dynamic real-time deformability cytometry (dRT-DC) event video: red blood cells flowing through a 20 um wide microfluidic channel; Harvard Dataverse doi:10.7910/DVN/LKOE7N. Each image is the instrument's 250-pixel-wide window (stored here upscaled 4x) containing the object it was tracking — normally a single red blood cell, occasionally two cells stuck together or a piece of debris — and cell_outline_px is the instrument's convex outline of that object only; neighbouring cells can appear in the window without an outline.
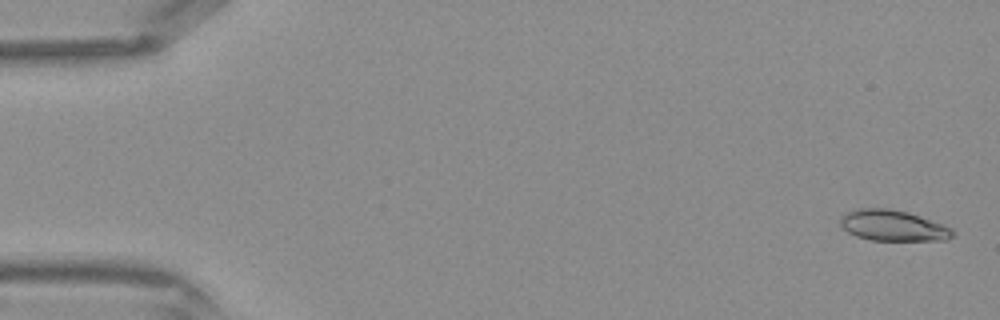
{"species": "Egyptian fruit bat (a non-hibernating species)", "species_latin": "Rousettus aegyptiacus", "temperature_condition": "warm", "stored_images_in_passage": 43, "camera_frame_rate_fps": 3000, "um_per_image_px": 0.085, "frame": {"image": 1, "passage_image": 2, "time_ms": 0.333, "image_size_px": [1000, 320], "cell_outline_px": [[956, 232], [952, 236], [944, 240], [872, 240], [856, 236], [848, 232], [840, 224], [840, 216], [848, 212], [860, 208], [892, 208], [908, 212], [920, 216], [952, 228]], "centroid_in_image_um": [75.9, 19.16], "position_along_channel_um": 9.1, "area_um2": 20.11}}
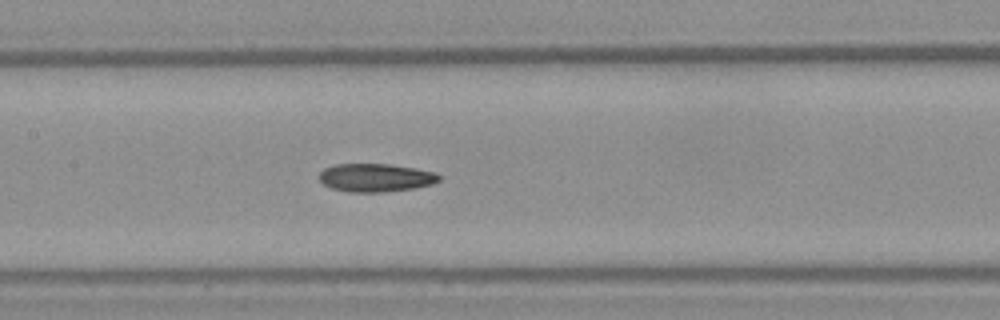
{"frame": {"image": 2, "passage_image": 21, "time_ms": 6.667, "image_size_px": [1000, 320], "cell_outline_px": [[440, 180], [432, 184], [412, 188], [384, 192], [348, 192], [332, 188], [324, 184], [320, 180], [320, 172], [324, 168], [332, 164], [388, 164], [416, 168], [432, 172], [440, 176]], "centroid_in_image_um": [31.9, 15.1], "position_along_channel_um": 175.5, "area_um2": 19.59}}
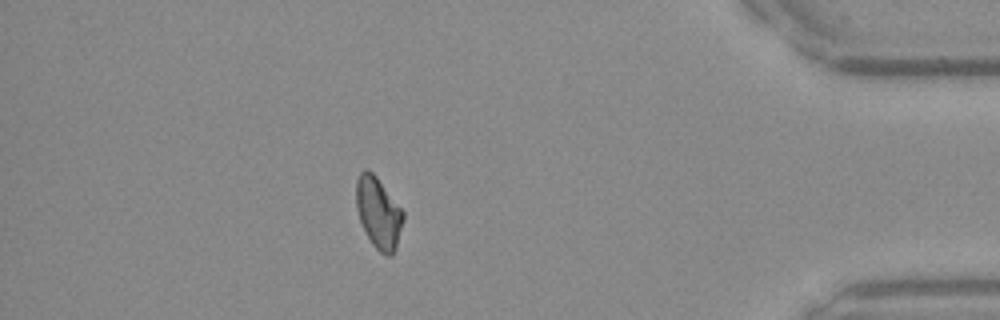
{"frame": {"image": 3, "passage_image": 38, "time_ms": 12.333, "image_size_px": [1000, 320], "cell_outline_px": [[404, 220], [396, 248], [392, 256], [384, 256], [372, 244], [360, 220], [356, 208], [356, 180], [360, 172], [364, 168], [368, 168], [376, 176], [404, 212]], "centroid_in_image_um": [32.17, 18.09], "position_along_channel_um": 403.0, "area_um2": 19.54}}